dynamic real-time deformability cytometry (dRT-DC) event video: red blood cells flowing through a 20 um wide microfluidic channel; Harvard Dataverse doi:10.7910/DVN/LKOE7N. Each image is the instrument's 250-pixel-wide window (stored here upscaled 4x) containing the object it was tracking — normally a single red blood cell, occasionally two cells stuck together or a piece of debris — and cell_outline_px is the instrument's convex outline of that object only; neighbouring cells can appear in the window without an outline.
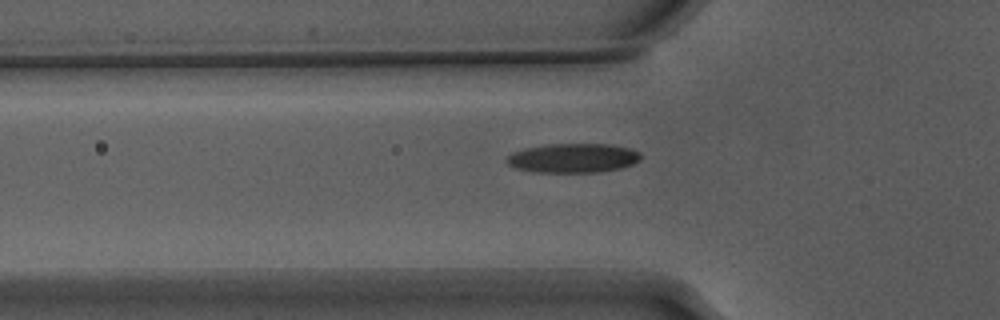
{"species": "Egyptian fruit bat (a non-hibernating species)", "species_latin": "Rousettus aegyptiacus", "temperature_condition": "warm", "stored_images_in_passage": 30, "camera_frame_rate_fps": 3000, "um_per_image_px": 0.085, "animal": {"sex": "male"}, "frame": {"image": 1, "passage_image": 5, "time_ms": 1.333, "image_size_px": [1000, 320], "cell_outline_px": [[640, 160], [632, 164], [620, 168], [596, 172], [536, 172], [516, 168], [508, 164], [504, 160], [512, 152], [524, 148], [548, 144], [608, 144], [628, 148], [640, 152]], "centroid_in_image_um": [48.68, 13.43], "position_along_channel_um": 77.1, "area_um2": 22.77}}
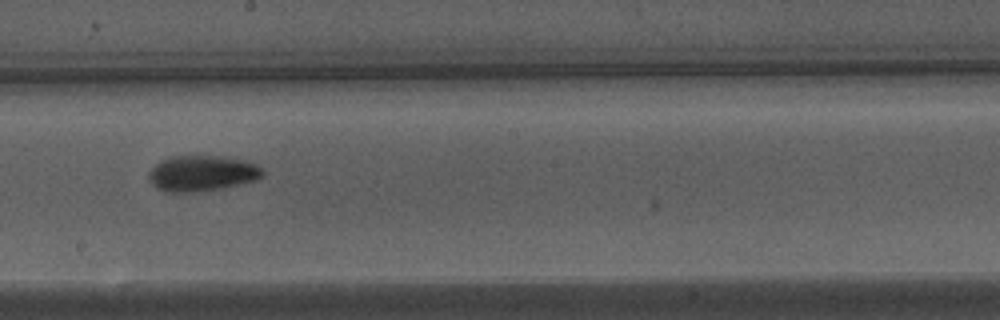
{"frame": {"image": 2, "passage_image": 17, "time_ms": 5.333, "image_size_px": [1000, 320], "cell_outline_px": [[264, 176], [256, 180], [240, 184], [220, 188], [192, 192], [168, 192], [152, 184], [148, 180], [148, 172], [160, 160], [172, 156], [196, 152], [224, 156], [256, 164], [264, 172]], "centroid_in_image_um": [17.14, 14.68], "position_along_channel_um": 231.1, "area_um2": 24.28}}
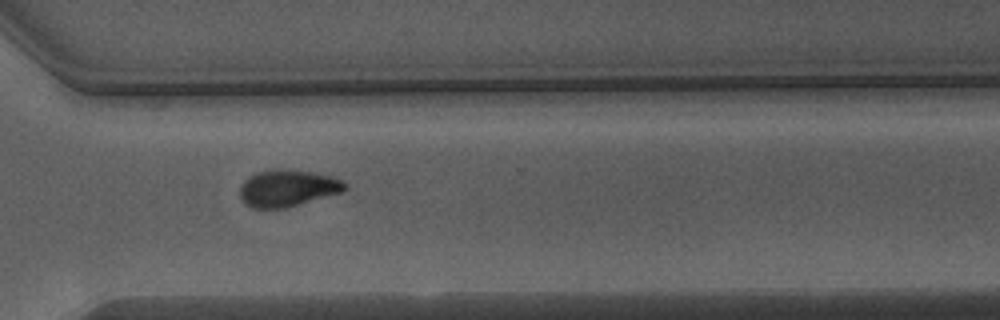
{"frame": {"image": 3, "passage_image": 26, "time_ms": 8.333, "image_size_px": [1000, 320], "cell_outline_px": [[348, 188], [340, 192], [284, 208], [252, 208], [244, 204], [240, 196], [240, 184], [248, 176], [256, 172], [276, 168], [308, 172], [332, 176], [348, 184]], "centroid_in_image_um": [24.38, 15.99], "position_along_channel_um": 346.2, "area_um2": 22.37}, "authors_computed_cell_mechanics": {"area_um2": 22.7154, "velocity_mm_per_s": 3.8403, "shape_relaxation_time_tau1_ms": 3.5823, "shape_relaxation_time_tau2_ms": 4.0037, "deformation_change_tau1": 0.1496, "deformation_change_tau2": 0.1054}}